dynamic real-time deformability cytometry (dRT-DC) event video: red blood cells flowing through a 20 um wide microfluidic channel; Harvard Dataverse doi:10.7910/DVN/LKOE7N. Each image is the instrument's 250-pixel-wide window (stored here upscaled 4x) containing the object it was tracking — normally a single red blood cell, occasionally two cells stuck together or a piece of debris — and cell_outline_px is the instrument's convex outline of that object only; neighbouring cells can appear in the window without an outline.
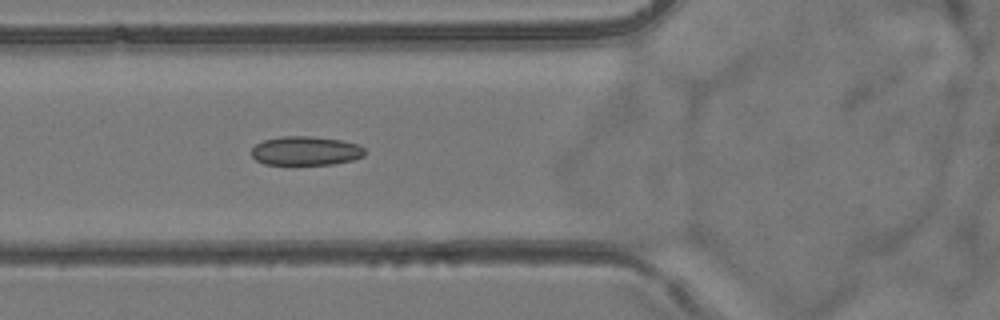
{"species": "common noctule bat (a hibernating species)", "species_latin": "Nyctalus noctula", "temperature_condition": "room temperature", "stored_images_in_passage": 7, "camera_frame_rate_fps": 3000, "um_per_image_px": 0.085, "animal": {"sex": "female", "body_mass_g": 24.6, "forearm_length_mm": 56.2}, "frame": {"image": 1, "passage_image": 7, "time_ms": 6.667, "image_size_px": [1000, 320], "cell_outline_px": [[364, 156], [352, 160], [332, 164], [264, 164], [256, 160], [252, 156], [252, 148], [256, 144], [264, 140], [280, 136], [308, 136], [340, 140], [356, 144], [364, 148]], "centroid_in_image_um": [25.96, 12.82], "position_along_channel_um": 99.8, "area_um2": 18.96}}